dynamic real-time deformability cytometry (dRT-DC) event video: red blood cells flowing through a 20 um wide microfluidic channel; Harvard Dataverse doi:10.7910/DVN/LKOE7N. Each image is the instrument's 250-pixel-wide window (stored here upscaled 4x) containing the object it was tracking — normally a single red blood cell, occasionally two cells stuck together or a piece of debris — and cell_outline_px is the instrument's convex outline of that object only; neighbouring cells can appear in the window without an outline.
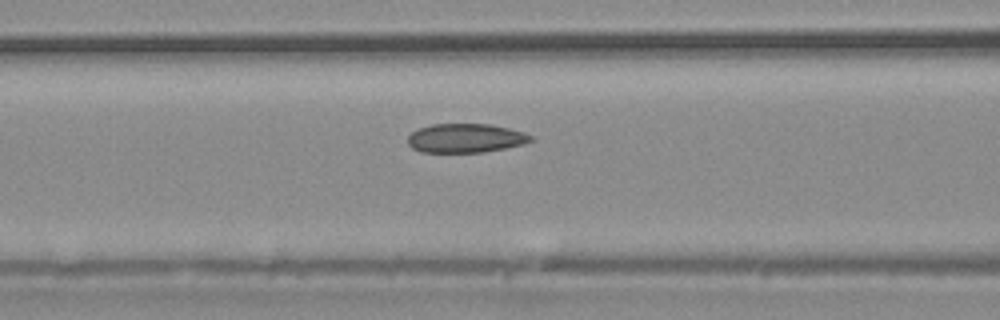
{"species": "common noctule bat (a hibernating species)", "species_latin": "Nyctalus noctula", "temperature_condition": "warm", "stored_images_in_passage": 36, "camera_frame_rate_fps": 3000, "um_per_image_px": 0.085, "animal": {"sex": "male", "body_mass_g": 20.4}, "frame": {"image": 1, "passage_image": 16, "time_ms": 5.0, "image_size_px": [1000, 320], "cell_outline_px": [[536, 140], [524, 144], [484, 152], [420, 152], [412, 148], [408, 144], [408, 136], [412, 132], [420, 128], [432, 124], [492, 124], [524, 132], [532, 136]], "centroid_in_image_um": [39.6, 11.74], "position_along_channel_um": 127.0, "area_um2": 20.87}}
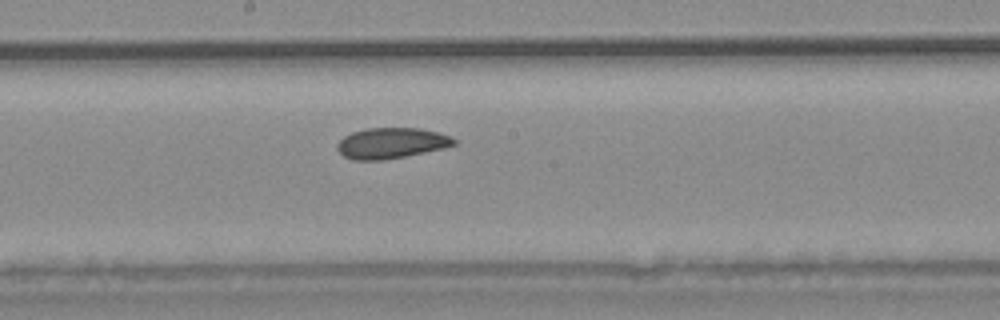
{"frame": {"image": 2, "passage_image": 21, "time_ms": 6.667, "image_size_px": [1000, 320], "cell_outline_px": [[456, 144], [444, 148], [384, 160], [352, 160], [344, 156], [336, 148], [336, 144], [344, 136], [352, 132], [368, 128], [420, 128], [436, 132], [448, 136], [456, 140]], "centroid_in_image_um": [33.22, 12.17], "position_along_channel_um": 215.0, "area_um2": 20.75}}
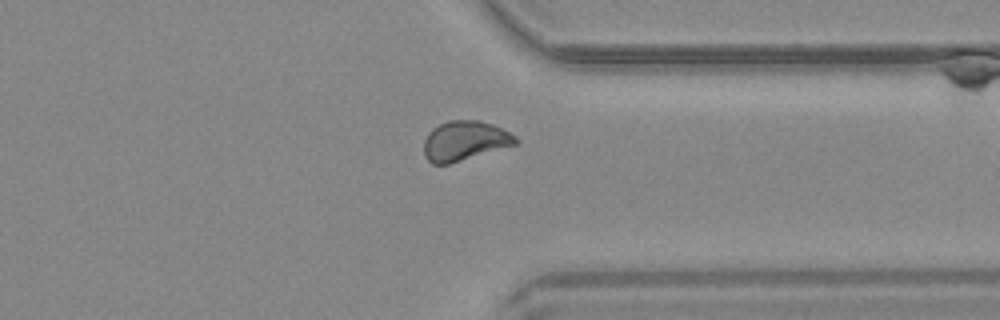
{"frame": {"image": 3, "passage_image": 30, "time_ms": 9.667, "image_size_px": [1000, 320], "cell_outline_px": [[520, 140], [516, 144], [448, 164], [432, 164], [424, 156], [424, 140], [428, 132], [432, 128], [448, 120], [480, 120], [492, 124], [516, 136]], "centroid_in_image_um": [39.47, 11.96], "position_along_channel_um": 371.9, "area_um2": 21.1}}